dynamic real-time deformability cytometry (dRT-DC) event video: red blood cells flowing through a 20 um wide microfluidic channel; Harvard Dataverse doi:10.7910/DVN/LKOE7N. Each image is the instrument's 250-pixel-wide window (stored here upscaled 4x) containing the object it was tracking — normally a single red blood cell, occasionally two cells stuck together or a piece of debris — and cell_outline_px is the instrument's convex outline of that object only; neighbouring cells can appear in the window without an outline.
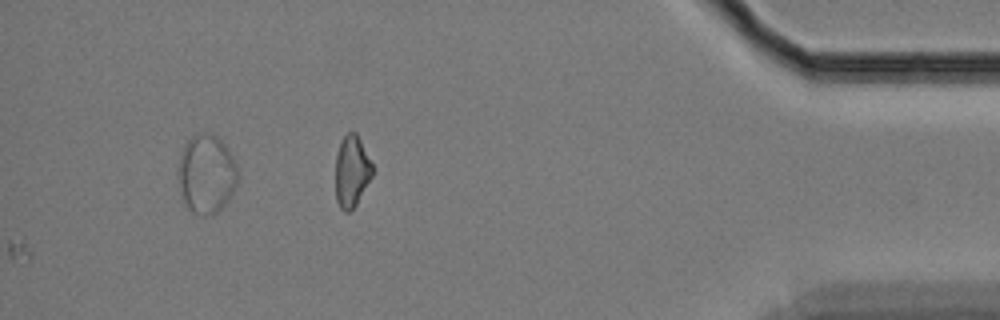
{"species": "Egyptian fruit bat (a non-hibernating species)", "species_latin": "Rousettus aegyptiacus", "temperature_condition": "cold", "stored_images_in_passage": 53, "camera_frame_rate_fps": 3000, "um_per_image_px": 0.085, "animal": {"sex": "female"}, "frame": {"image": 1, "passage_image": 53, "time_ms": 17.333, "image_size_px": [1000, 320], "cell_outline_px": [[372, 176], [356, 204], [348, 212], [344, 212], [340, 208], [336, 200], [336, 156], [340, 144], [344, 136], [348, 132], [356, 132], [372, 164]], "centroid_in_image_um": [29.88, 14.57], "position_along_channel_um": 405.3, "area_um2": 15.09}}